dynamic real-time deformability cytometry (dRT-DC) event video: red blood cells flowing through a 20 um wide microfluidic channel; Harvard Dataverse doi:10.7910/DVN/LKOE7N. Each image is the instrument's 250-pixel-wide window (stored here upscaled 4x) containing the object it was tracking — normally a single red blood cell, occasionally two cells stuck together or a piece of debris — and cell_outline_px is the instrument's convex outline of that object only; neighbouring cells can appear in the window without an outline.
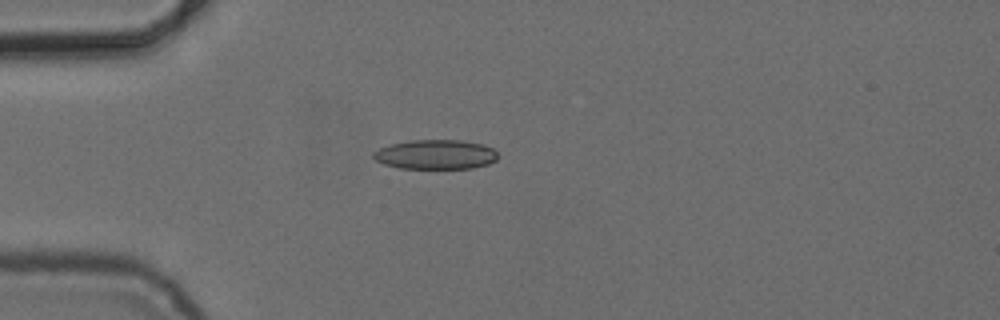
{"species": "common noctule bat (a hibernating species)", "species_latin": "Nyctalus noctula", "temperature_condition": "cold", "stored_images_in_passage": 5, "camera_frame_rate_fps": 3000, "um_per_image_px": 0.085, "animal": {"sex": "female", "body_mass_g": 24.6, "forearm_length_mm": 56.2}, "frame": {"image": 1, "passage_image": 5, "time_ms": 4.667, "image_size_px": [1000, 320], "cell_outline_px": [[496, 160], [488, 164], [472, 168], [400, 168], [384, 164], [376, 160], [372, 156], [372, 152], [388, 144], [412, 140], [460, 140], [484, 144], [492, 148], [496, 152]], "centroid_in_image_um": [37.0, 13.12], "position_along_channel_um": 48.0, "area_um2": 21.39}}